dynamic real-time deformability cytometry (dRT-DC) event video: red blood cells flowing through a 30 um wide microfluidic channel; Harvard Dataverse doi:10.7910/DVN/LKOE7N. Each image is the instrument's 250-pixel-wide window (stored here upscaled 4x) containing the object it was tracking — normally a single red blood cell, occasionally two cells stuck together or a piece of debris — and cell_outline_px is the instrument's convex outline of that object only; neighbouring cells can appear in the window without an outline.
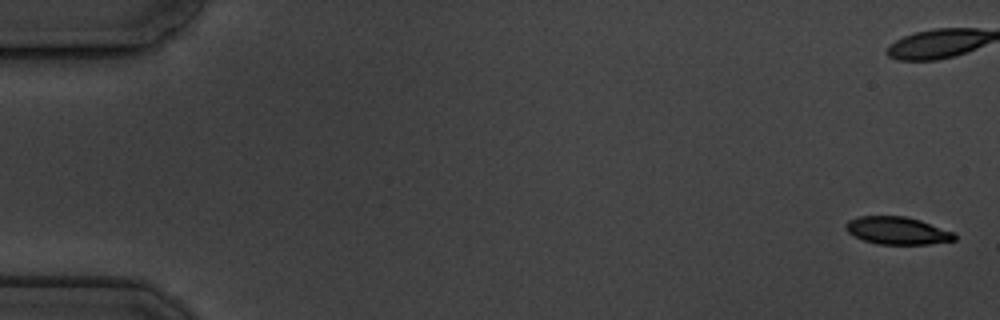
{"species": "common noctule bat (a hibernating species)", "species_latin": "Nyctalus noctula", "temperature_condition": "cold", "stored_images_in_passage": 16, "camera_frame_rate_fps": 3000, "um_per_image_px": 0.085, "animal": {"sex": "male", "body_mass_g": 19.5, "forearm_length_mm": 54.6}, "frame": {"image": 1, "passage_image": 1, "time_ms": 0.0, "image_size_px": [1000, 320], "cell_outline_px": [[956, 240], [928, 244], [876, 244], [864, 240], [848, 232], [844, 228], [844, 224], [848, 220], [860, 216], [904, 216], [920, 220], [956, 232]], "centroid_in_image_um": [76.29, 19.6], "position_along_channel_um": 8.7, "area_um2": 17.57}}
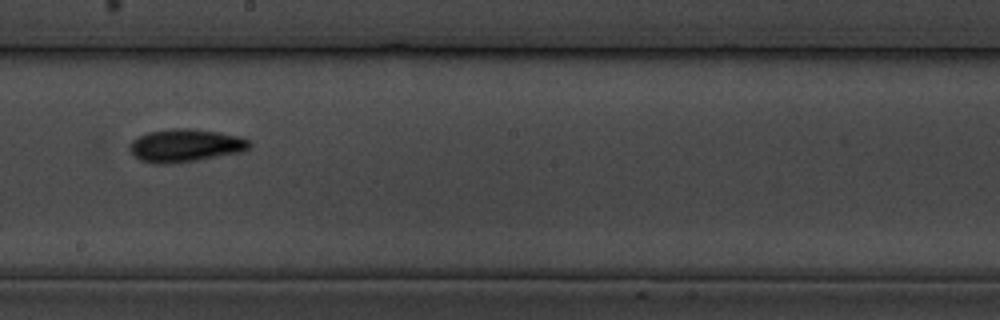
{"frame": {"image": 2, "passage_image": 10, "time_ms": 11.333, "image_size_px": [1000, 320], "cell_outline_px": [[252, 144], [244, 152], [196, 160], [160, 164], [156, 164], [140, 160], [132, 156], [128, 148], [128, 144], [132, 140], [148, 132], [172, 128], [188, 128], [220, 132], [244, 136]], "centroid_in_image_um": [15.76, 12.36], "position_along_channel_um": 232.4, "area_um2": 23.24}}
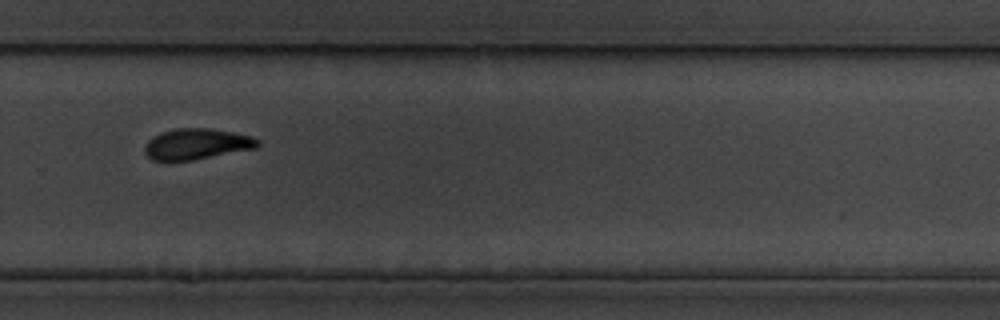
{"frame": {"image": 3, "passage_image": 12, "time_ms": 13.667, "image_size_px": [1000, 320], "cell_outline_px": [[260, 144], [256, 148], [192, 160], [152, 160], [144, 152], [144, 148], [148, 140], [152, 136], [160, 132], [176, 128], [208, 128], [232, 132], [252, 136], [260, 140]], "centroid_in_image_um": [16.71, 12.23], "position_along_channel_um": 313.1, "area_um2": 20.29}, "authors_computed_cell_mechanics": {"area_um2": 19.652, "velocity_mm_per_s": 3.4722, "shape_relaxation_time_tau1_ms": 6.8883, "shape_relaxation_time_tau2_ms": null, "deformation_change_tau1": 0.1548, "deformation_change_tau2": null}}